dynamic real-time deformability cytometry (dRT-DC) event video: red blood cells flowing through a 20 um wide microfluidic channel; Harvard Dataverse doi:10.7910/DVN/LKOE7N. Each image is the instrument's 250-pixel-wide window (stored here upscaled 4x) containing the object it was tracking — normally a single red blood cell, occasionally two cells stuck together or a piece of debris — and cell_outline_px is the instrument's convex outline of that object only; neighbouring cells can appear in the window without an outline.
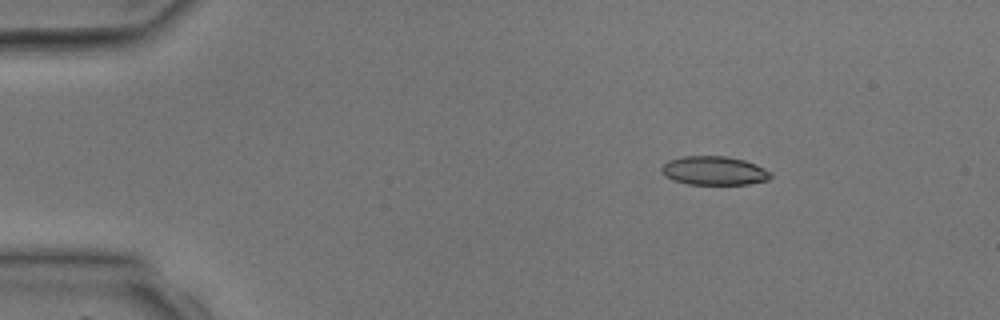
{"species": "common noctule bat (a hibernating species)", "species_latin": "Nyctalus noctula", "temperature_condition": "room temperature", "stored_images_in_passage": 20, "camera_frame_rate_fps": 3000, "um_per_image_px": 0.085, "animal": {"sex": "male", "body_mass_g": 17.9, "forearm_length_mm": 54.2}, "frame": {"image": 1, "passage_image": 6, "time_ms": 1.667, "image_size_px": [1000, 320], "cell_outline_px": [[772, 176], [768, 180], [748, 184], [688, 184], [672, 180], [664, 176], [660, 172], [660, 168], [668, 160], [684, 156], [724, 156], [744, 160], [756, 164], [772, 172]], "centroid_in_image_um": [60.68, 14.51], "position_along_channel_um": 24.3, "area_um2": 18.44}}
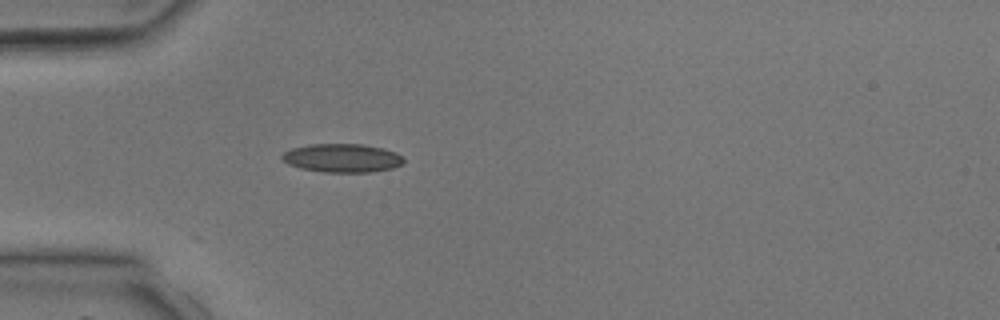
{"frame": {"image": 2, "passage_image": 12, "time_ms": 3.667, "image_size_px": [1000, 320], "cell_outline_px": [[404, 160], [400, 164], [392, 168], [372, 172], [324, 172], [300, 168], [288, 164], [280, 156], [284, 152], [292, 148], [308, 144], [364, 144], [384, 148], [396, 152]], "centroid_in_image_um": [29.07, 13.42], "position_along_channel_um": 55.9, "area_um2": 20.23}}
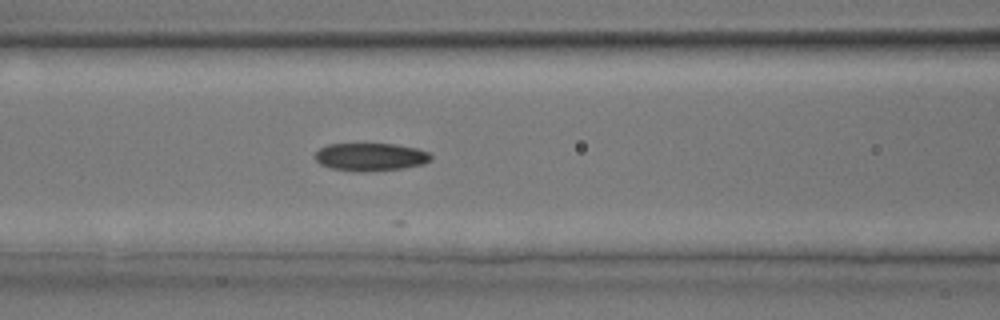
{"frame": {"image": 3, "passage_image": 17, "time_ms": 5.333, "image_size_px": [1000, 320], "cell_outline_px": [[432, 160], [424, 164], [404, 168], [332, 168], [320, 164], [316, 160], [316, 152], [320, 148], [328, 144], [396, 144], [416, 148], [428, 152], [432, 156]], "centroid_in_image_um": [31.56, 13.27], "position_along_channel_um": 135.0, "area_um2": 17.74}}